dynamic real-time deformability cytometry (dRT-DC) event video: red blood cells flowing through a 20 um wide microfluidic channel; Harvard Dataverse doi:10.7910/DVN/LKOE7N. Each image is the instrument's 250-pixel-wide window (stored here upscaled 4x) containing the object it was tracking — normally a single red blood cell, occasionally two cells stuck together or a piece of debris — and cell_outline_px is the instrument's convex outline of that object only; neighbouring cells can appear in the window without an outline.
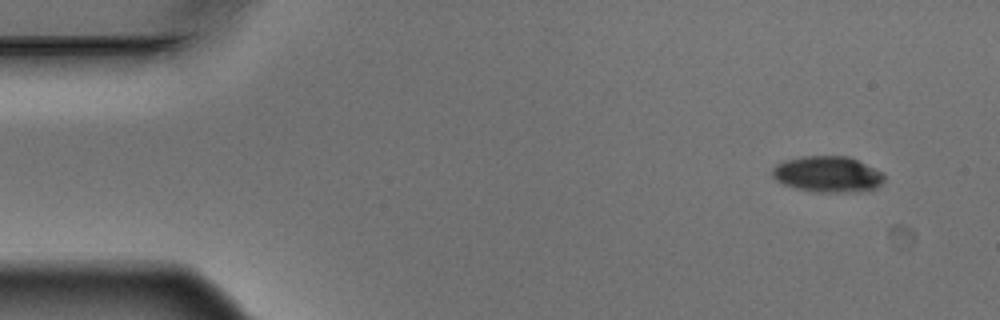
{"species": "Egyptian fruit bat (a non-hibernating species)", "species_latin": "Rousettus aegyptiacus", "temperature_condition": "warm", "stored_images_in_passage": 5, "camera_frame_rate_fps": 3000, "um_per_image_px": 0.085, "animal": {"sex": "male"}, "frame": {"image": 1, "passage_image": 1, "time_ms": 0.0, "image_size_px": [1000, 320], "cell_outline_px": [[884, 180], [876, 188], [848, 192], [816, 192], [796, 188], [784, 184], [776, 180], [772, 176], [772, 168], [776, 164], [784, 160], [804, 156], [848, 156], [884, 172]], "centroid_in_image_um": [70.34, 14.8], "position_along_channel_um": 14.7, "area_um2": 23.47}}
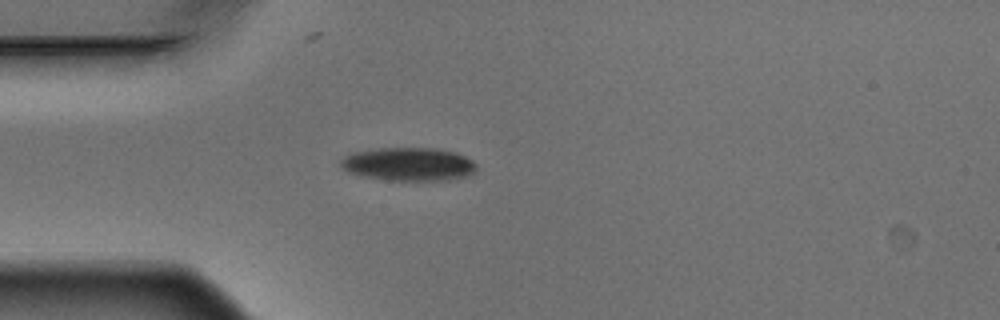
{"frame": {"image": 2, "passage_image": 4, "time_ms": 1.0, "image_size_px": [1000, 320], "cell_outline_px": [[476, 168], [468, 176], [456, 180], [388, 180], [364, 176], [348, 172], [340, 164], [340, 160], [344, 156], [352, 152], [376, 148], [432, 148], [456, 152], [472, 160], [476, 164]], "centroid_in_image_um": [34.74, 13.95], "position_along_channel_um": 50.3, "area_um2": 26.41}}